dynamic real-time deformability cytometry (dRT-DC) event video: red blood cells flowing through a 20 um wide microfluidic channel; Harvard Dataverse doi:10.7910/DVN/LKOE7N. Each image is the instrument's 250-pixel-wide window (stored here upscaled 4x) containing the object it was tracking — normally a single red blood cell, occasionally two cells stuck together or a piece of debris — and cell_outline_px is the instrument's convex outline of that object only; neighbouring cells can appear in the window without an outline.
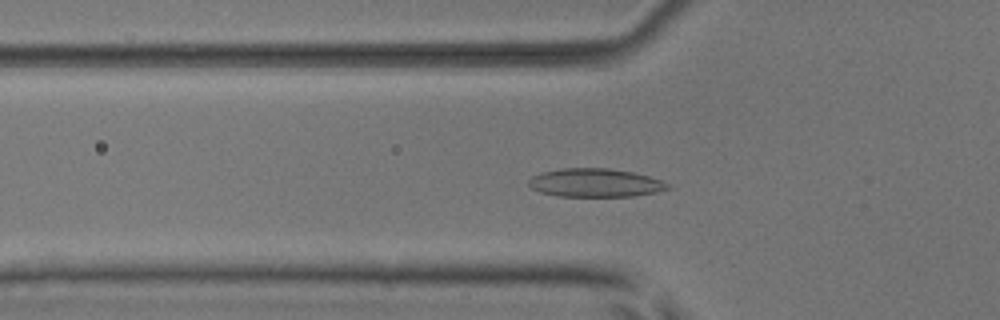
{"species": "common noctule bat (a hibernating species)", "species_latin": "Nyctalus noctula", "temperature_condition": "room temperature", "stored_images_in_passage": 54, "camera_frame_rate_fps": 3000, "um_per_image_px": 0.085, "animal": {"sex": "male", "body_mass_g": 17.9, "forearm_length_mm": 54.2}, "frame": {"image": 1, "passage_image": 19, "time_ms": 6.0, "image_size_px": [1000, 320], "cell_outline_px": [[672, 188], [656, 192], [632, 196], [560, 196], [540, 192], [532, 188], [528, 184], [528, 180], [532, 176], [540, 172], [560, 168], [608, 168], [632, 172], [648, 176], [660, 180], [668, 184]], "centroid_in_image_um": [50.56, 15.53], "position_along_channel_um": 75.2, "area_um2": 23.0}}
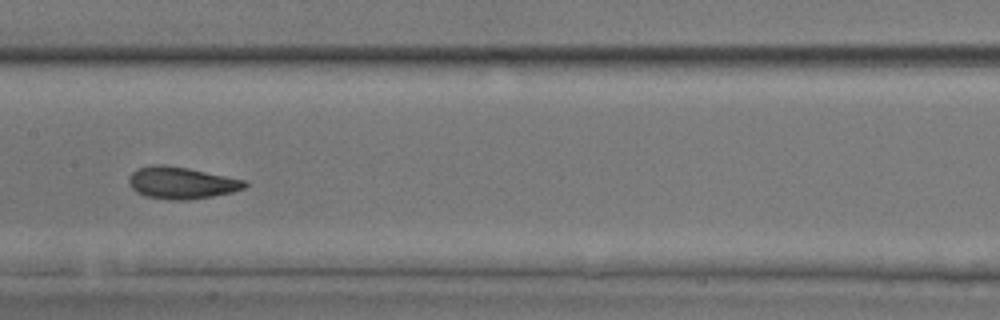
{"frame": {"image": 2, "passage_image": 28, "time_ms": 9.0, "image_size_px": [1000, 320], "cell_outline_px": [[248, 184], [244, 188], [232, 192], [212, 196], [188, 200], [172, 200], [144, 196], [136, 192], [128, 184], [128, 176], [136, 168], [152, 164], [164, 164], [188, 168], [248, 180]], "centroid_in_image_um": [15.4, 15.53], "position_along_channel_um": 192.0, "area_um2": 21.91}}
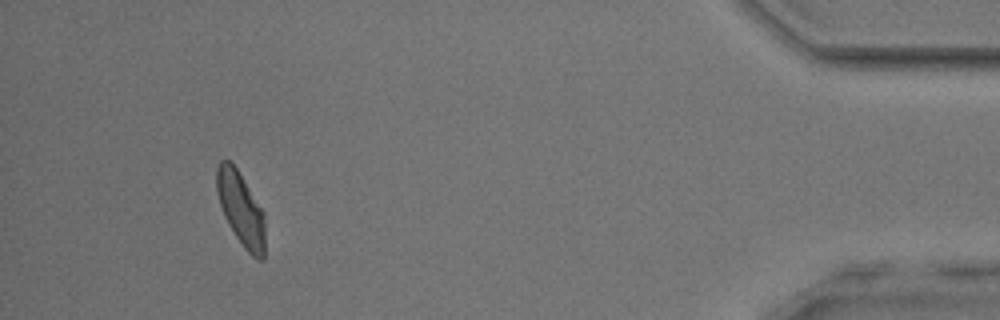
{"frame": {"image": 3, "passage_image": 50, "time_ms": 16.333, "image_size_px": [1000, 320], "cell_outline_px": [[264, 260], [260, 260], [252, 256], [244, 248], [228, 224], [224, 216], [220, 204], [216, 188], [216, 168], [220, 160], [228, 160], [236, 168], [264, 212]], "centroid_in_image_um": [20.46, 17.77], "position_along_channel_um": 414.7, "area_um2": 20.46}, "authors_computed_cell_mechanics": {"area_um2": 21.7039, "velocity_mm_per_s": 3.8927, "shape_relaxation_time_tau1_ms": 4.448, "shape_relaxation_time_tau2_ms": 1.4091, "deformation_change_tau1": 0.1361, "deformation_change_tau2": 0.0579}}